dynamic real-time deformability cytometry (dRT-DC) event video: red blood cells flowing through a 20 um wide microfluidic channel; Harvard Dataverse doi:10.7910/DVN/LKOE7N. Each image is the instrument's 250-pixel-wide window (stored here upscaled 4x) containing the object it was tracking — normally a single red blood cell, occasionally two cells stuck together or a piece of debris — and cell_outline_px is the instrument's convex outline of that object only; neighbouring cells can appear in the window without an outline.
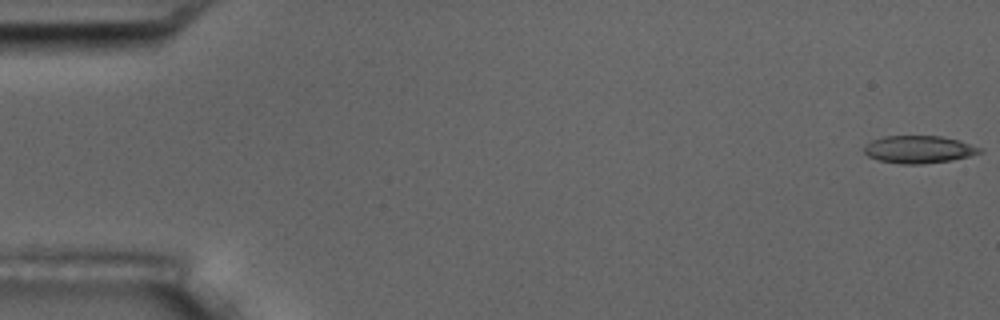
{"species": "common noctule bat (a hibernating species)", "species_latin": "Nyctalus noctula", "temperature_condition": "room temperature", "stored_images_in_passage": 7, "camera_frame_rate_fps": 3000, "um_per_image_px": 0.085, "animal": {"sex": "male", "body_mass_g": 17.5, "forearm_length_mm": 52.3}, "frame": {"image": 1, "passage_image": 1, "time_ms": 0.0, "image_size_px": [1000, 320], "cell_outline_px": [[984, 152], [952, 160], [920, 164], [904, 164], [880, 160], [868, 156], [864, 152], [864, 144], [872, 140], [884, 136], [940, 136], [960, 140], [980, 148]], "centroid_in_image_um": [78.09, 12.69], "position_along_channel_um": 6.9, "area_um2": 18.44}}
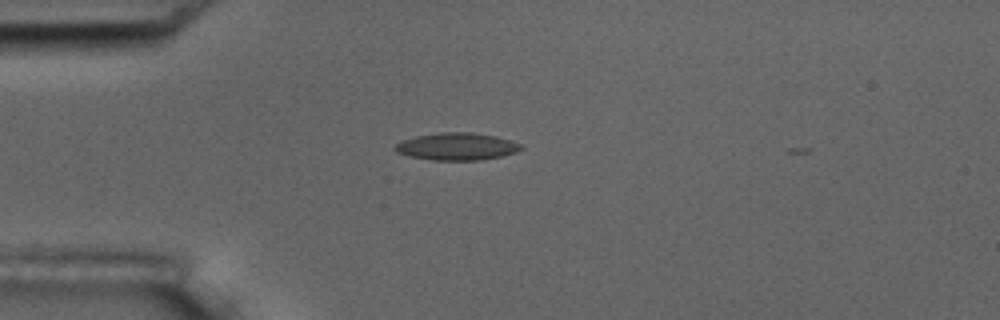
{"frame": {"image": 2, "passage_image": 5, "time_ms": 4.667, "image_size_px": [1000, 320], "cell_outline_px": [[524, 148], [516, 152], [500, 156], [480, 160], [432, 160], [412, 156], [396, 152], [392, 148], [400, 140], [416, 136], [440, 132], [472, 132], [496, 136], [520, 144]], "centroid_in_image_um": [38.8, 12.44], "position_along_channel_um": 46.2, "area_um2": 20.0}}
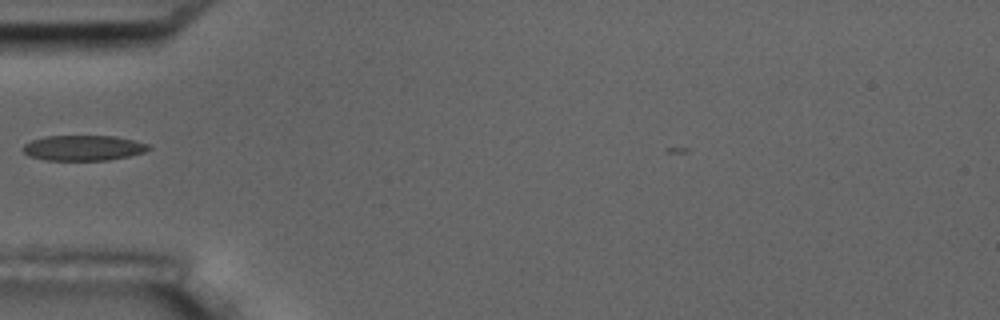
{"frame": {"image": 3, "passage_image": 6, "time_ms": 6.0, "image_size_px": [1000, 320], "cell_outline_px": [[152, 148], [144, 152], [128, 156], [108, 160], [44, 160], [28, 156], [20, 148], [24, 144], [32, 140], [44, 136], [116, 136], [148, 144]], "centroid_in_image_um": [7.04, 12.57], "position_along_channel_um": 78.0, "area_um2": 18.61}}